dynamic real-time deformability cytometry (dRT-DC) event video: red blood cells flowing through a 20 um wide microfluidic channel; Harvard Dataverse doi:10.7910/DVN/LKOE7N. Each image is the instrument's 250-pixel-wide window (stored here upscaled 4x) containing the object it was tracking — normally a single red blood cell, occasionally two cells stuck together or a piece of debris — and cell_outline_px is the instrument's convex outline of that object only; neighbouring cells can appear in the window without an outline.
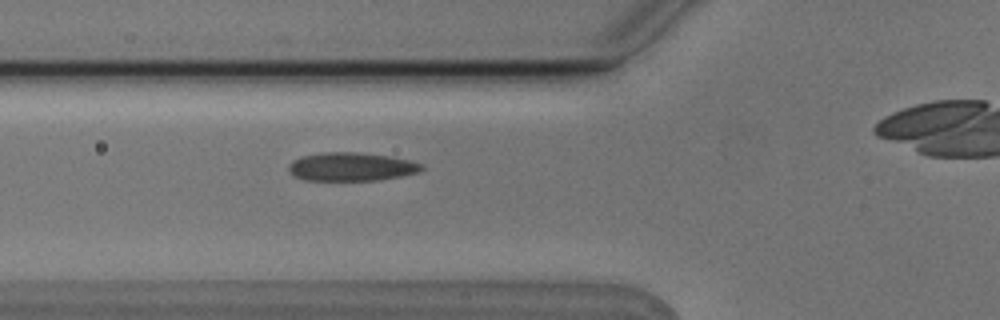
{"species": "Egyptian fruit bat (a non-hibernating species)", "species_latin": "Rousettus aegyptiacus", "temperature_condition": "cold", "stored_images_in_passage": 6, "camera_frame_rate_fps": 3000, "um_per_image_px": 0.085, "animal": {"sex": "male"}, "frame": {"image": 1, "passage_image": 5, "time_ms": 1.333, "image_size_px": [1000, 320], "cell_outline_px": [[424, 168], [420, 172], [380, 180], [304, 180], [288, 172], [288, 164], [292, 160], [300, 156], [320, 152], [360, 152], [392, 156], [424, 164]], "centroid_in_image_um": [29.85, 14.16], "position_along_channel_um": 95.9, "area_um2": 22.37}}